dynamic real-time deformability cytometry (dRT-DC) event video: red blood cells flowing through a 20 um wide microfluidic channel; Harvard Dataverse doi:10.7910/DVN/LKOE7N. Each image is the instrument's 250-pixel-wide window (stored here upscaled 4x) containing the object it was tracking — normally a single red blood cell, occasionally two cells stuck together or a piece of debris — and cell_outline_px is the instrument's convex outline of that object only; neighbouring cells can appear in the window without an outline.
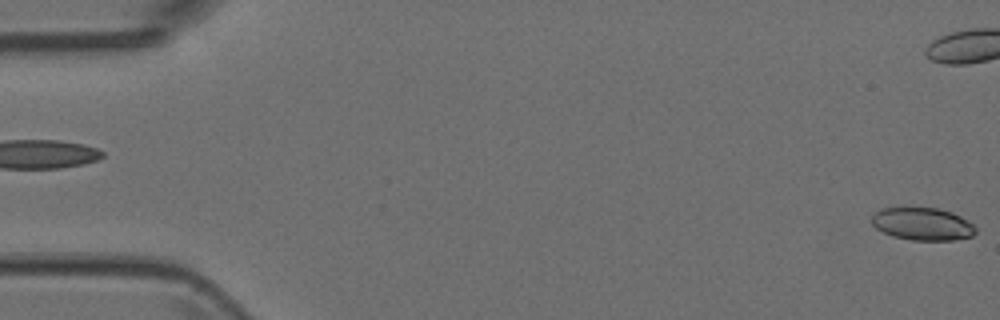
{"species": "Egyptian fruit bat (a non-hibernating species)", "species_latin": "Rousettus aegyptiacus", "temperature_condition": "room temperature", "stored_images_in_passage": 6, "segment_of_instrument_passage": [2, 2], "camera_frame_rate_fps": 3000, "um_per_image_px": 0.085, "animal": {"sex": "female"}, "frame": {"image": 1, "passage_image": 6, "time_ms": 1.667, "image_size_px": [1000, 320], "cell_outline_px": [[976, 232], [972, 236], [952, 240], [912, 240], [892, 236], [876, 228], [872, 224], [872, 216], [880, 208], [904, 204], [936, 208], [952, 212], [968, 220], [976, 228]], "centroid_in_image_um": [78.37, 18.98], "position_along_channel_um": 6.6, "area_um2": 20.46}}